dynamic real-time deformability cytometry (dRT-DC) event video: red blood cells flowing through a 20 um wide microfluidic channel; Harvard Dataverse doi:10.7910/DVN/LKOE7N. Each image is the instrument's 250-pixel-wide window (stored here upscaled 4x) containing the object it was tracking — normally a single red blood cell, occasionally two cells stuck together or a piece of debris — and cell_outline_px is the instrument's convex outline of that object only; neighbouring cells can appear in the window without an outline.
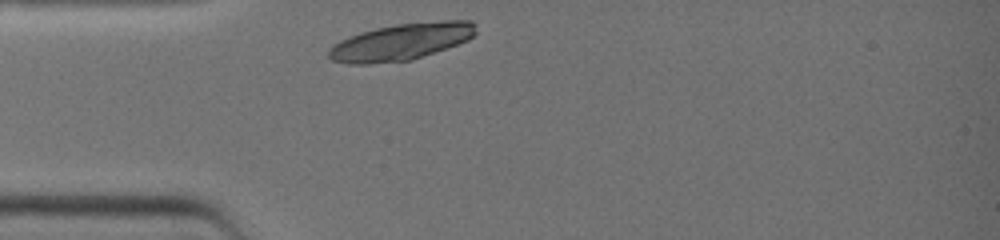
{"species": "common noctule bat (a hibernating species)", "species_latin": "Nyctalus noctula", "temperature_condition": "warm", "stored_images_in_passage": 23, "camera_frame_rate_fps": 3000, "um_per_image_px": 0.085, "animal": {"sex": "female", "body_mass_g": 19.0, "forearm_length_mm": 51.5}, "frame": {"image": 1, "passage_image": 1, "time_ms": 0.0, "image_size_px": [1000, 240], "cell_outline_px": [[476, 32], [468, 40], [412, 60], [368, 64], [348, 64], [332, 60], [328, 56], [328, 48], [340, 40], [360, 32], [376, 28], [396, 24], [444, 20], [472, 20], [476, 24]], "centroid_in_image_um": [34.09, 3.55], "position_along_channel_um": 50.9, "area_um2": 31.56}}
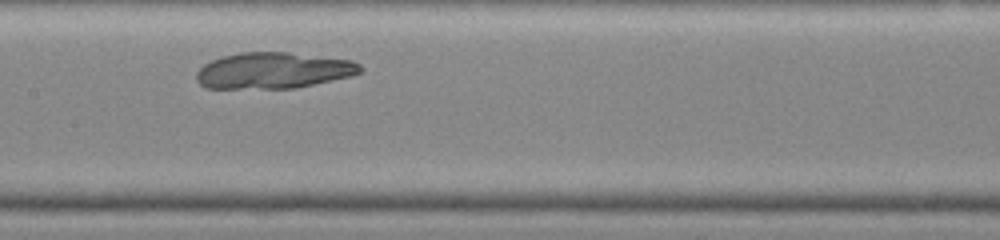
{"frame": {"image": 2, "passage_image": 10, "time_ms": 3.0, "image_size_px": [1000, 240], "cell_outline_px": [[364, 72], [352, 76], [296, 88], [204, 88], [196, 80], [196, 72], [204, 64], [212, 60], [224, 56], [240, 52], [288, 52], [352, 60], [360, 64], [364, 68]], "centroid_in_image_um": [23.27, 5.99], "position_along_channel_um": 184.1, "area_um2": 34.74}}
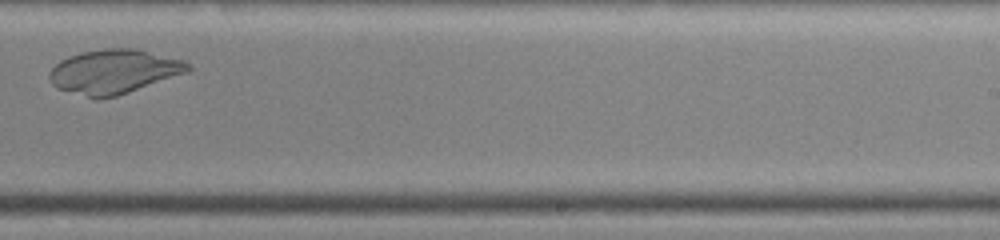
{"frame": {"image": 3, "passage_image": 16, "time_ms": 5.0, "image_size_px": [1000, 240], "cell_outline_px": [[192, 68], [188, 72], [116, 96], [100, 100], [96, 100], [56, 88], [48, 80], [48, 72], [60, 60], [68, 56], [84, 52], [104, 48], [136, 48], [188, 60]], "centroid_in_image_um": [9.68, 6.08], "position_along_channel_um": 279.3, "area_um2": 36.18}}